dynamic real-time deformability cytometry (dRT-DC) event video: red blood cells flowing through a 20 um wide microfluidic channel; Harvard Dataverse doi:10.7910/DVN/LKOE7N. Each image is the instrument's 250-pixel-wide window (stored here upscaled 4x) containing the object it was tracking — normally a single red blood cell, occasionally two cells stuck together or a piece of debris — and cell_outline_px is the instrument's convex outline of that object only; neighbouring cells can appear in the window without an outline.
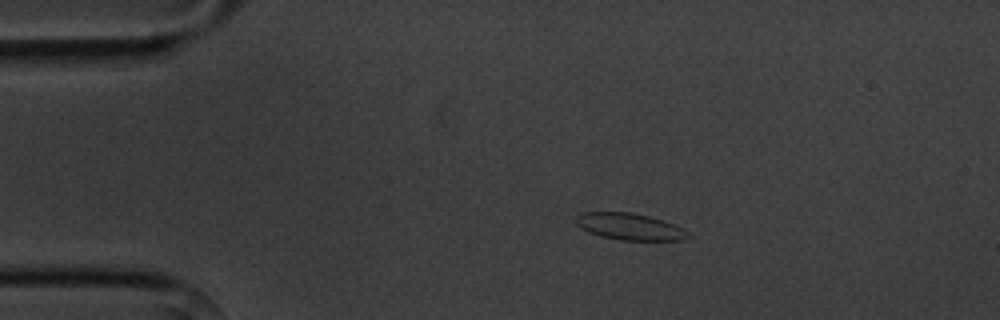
{"species": "common noctule bat (a hibernating species)", "species_latin": "Nyctalus noctula", "temperature_condition": "cold", "stored_images_in_passage": 8, "camera_frame_rate_fps": 3000, "um_per_image_px": 0.085, "animal": {"sex": "male", "body_mass_g": 20.1, "forearm_length_mm": 53.5}, "frame": {"image": 1, "passage_image": 2, "time_ms": 2.0, "image_size_px": [1000, 320], "cell_outline_px": [[692, 236], [684, 240], [620, 240], [600, 236], [588, 232], [580, 228], [576, 224], [576, 216], [580, 212], [632, 212], [664, 220], [688, 232]], "centroid_in_image_um": [53.49, 19.26], "position_along_channel_um": 31.5, "area_um2": 17.51}}
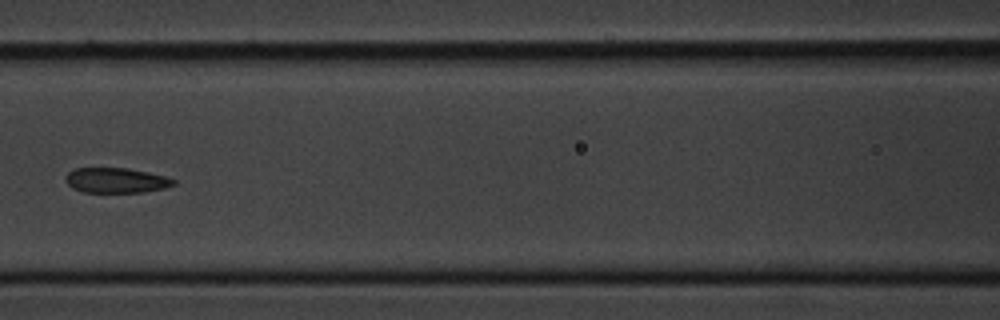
{"frame": {"image": 2, "passage_image": 6, "time_ms": 6.667, "image_size_px": [1000, 320], "cell_outline_px": [[176, 184], [164, 188], [144, 192], [84, 192], [72, 188], [64, 180], [64, 176], [68, 172], [76, 168], [128, 168], [148, 172], [164, 176], [176, 180]], "centroid_in_image_um": [9.85, 15.33], "position_along_channel_um": 156.8, "area_um2": 15.84}}
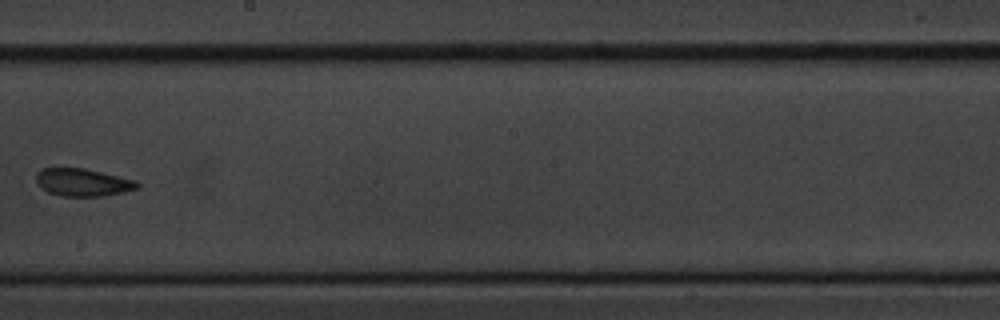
{"frame": {"image": 3, "passage_image": 8, "time_ms": 9.0, "image_size_px": [1000, 320], "cell_outline_px": [[140, 184], [136, 188], [124, 192], [104, 196], [60, 196], [48, 192], [40, 188], [36, 184], [36, 172], [40, 168], [84, 168], [120, 176], [136, 180]], "centroid_in_image_um": [6.99, 15.5], "position_along_channel_um": 241.2, "area_um2": 16.47}}